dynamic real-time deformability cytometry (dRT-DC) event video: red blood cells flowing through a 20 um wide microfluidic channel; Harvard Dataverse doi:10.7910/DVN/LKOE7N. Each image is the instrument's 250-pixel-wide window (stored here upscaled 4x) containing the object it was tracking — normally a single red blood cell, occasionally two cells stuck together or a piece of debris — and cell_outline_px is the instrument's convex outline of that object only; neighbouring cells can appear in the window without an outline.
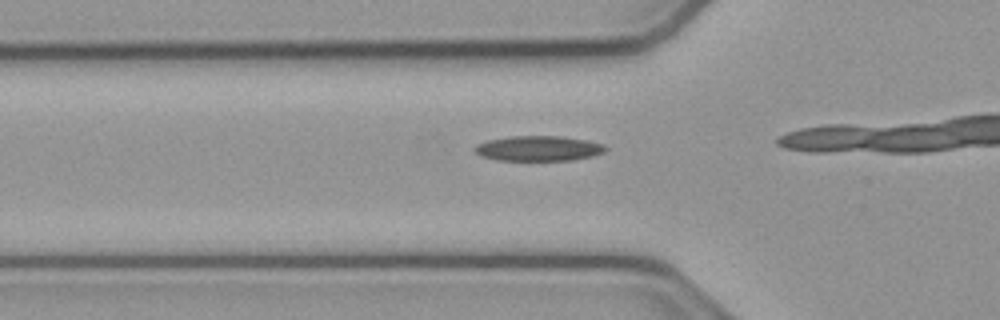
{"species": "common noctule bat (a hibernating species)", "species_latin": "Nyctalus noctula", "temperature_condition": "cold", "stored_images_in_passage": 15, "camera_frame_rate_fps": 3000, "um_per_image_px": 0.085, "animal": {"sex": "male", "body_mass_g": 23.1, "forearm_length_mm": 52.7}, "frame": {"image": 1, "passage_image": 13, "time_ms": 4.0, "image_size_px": [1000, 320], "cell_outline_px": [[608, 148], [604, 152], [592, 156], [572, 160], [496, 160], [480, 156], [472, 148], [476, 144], [488, 140], [512, 136], [560, 136], [588, 140], [604, 144]], "centroid_in_image_um": [45.77, 12.61], "position_along_channel_um": 80.0, "area_um2": 19.25}}